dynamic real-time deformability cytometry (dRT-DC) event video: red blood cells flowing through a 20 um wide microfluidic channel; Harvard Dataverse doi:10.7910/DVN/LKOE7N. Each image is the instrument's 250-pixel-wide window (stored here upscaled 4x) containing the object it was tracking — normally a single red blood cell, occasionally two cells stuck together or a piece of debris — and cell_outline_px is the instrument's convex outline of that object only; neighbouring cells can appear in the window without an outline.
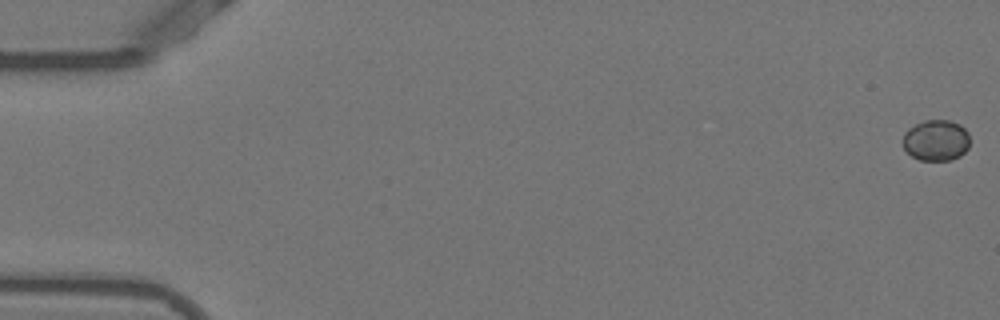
{"species": "Egyptian fruit bat (a non-hibernating species)", "species_latin": "Rousettus aegyptiacus", "temperature_condition": "warm", "stored_images_in_passage": 53, "camera_frame_rate_fps": 3000, "um_per_image_px": 0.085, "animal": {"sex": "female"}, "frame": {"image": 1, "passage_image": 1, "time_ms": 0.0, "image_size_px": [1000, 320], "cell_outline_px": [[968, 148], [960, 156], [952, 160], [920, 160], [912, 156], [904, 148], [904, 132], [908, 128], [924, 120], [948, 120], [960, 124], [968, 132]], "centroid_in_image_um": [79.57, 11.92], "position_along_channel_um": 5.4, "area_um2": 15.95}}
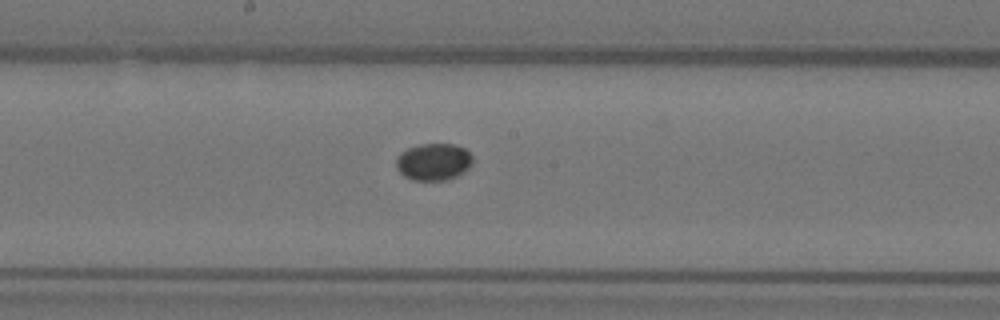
{"frame": {"image": 2, "passage_image": 29, "time_ms": 9.333, "image_size_px": [1000, 320], "cell_outline_px": [[472, 164], [464, 172], [456, 176], [444, 180], [412, 180], [404, 176], [396, 168], [396, 156], [400, 152], [408, 148], [420, 144], [456, 144], [464, 148], [472, 156]], "centroid_in_image_um": [36.83, 13.75], "position_along_channel_um": 211.4, "area_um2": 16.59}}
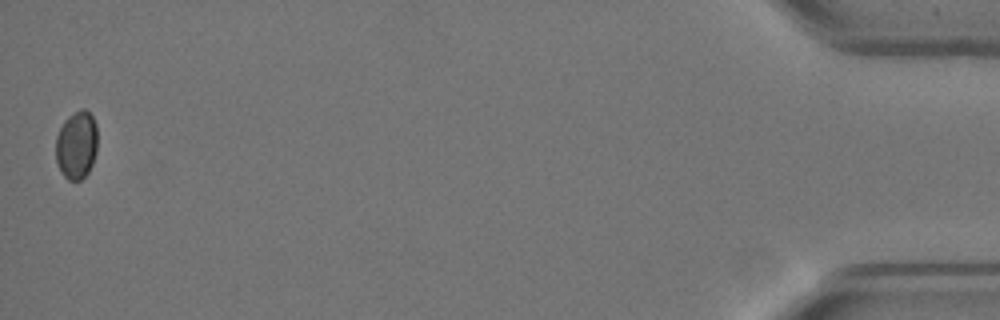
{"frame": {"image": 3, "passage_image": 53, "time_ms": 17.333, "image_size_px": [1000, 320], "cell_outline_px": [[96, 152], [92, 164], [88, 172], [80, 180], [68, 180], [64, 176], [56, 160], [56, 136], [64, 120], [68, 116], [80, 108], [84, 108], [92, 116], [96, 124]], "centroid_in_image_um": [6.5, 12.3], "position_along_channel_um": 428.7, "area_um2": 16.47}}